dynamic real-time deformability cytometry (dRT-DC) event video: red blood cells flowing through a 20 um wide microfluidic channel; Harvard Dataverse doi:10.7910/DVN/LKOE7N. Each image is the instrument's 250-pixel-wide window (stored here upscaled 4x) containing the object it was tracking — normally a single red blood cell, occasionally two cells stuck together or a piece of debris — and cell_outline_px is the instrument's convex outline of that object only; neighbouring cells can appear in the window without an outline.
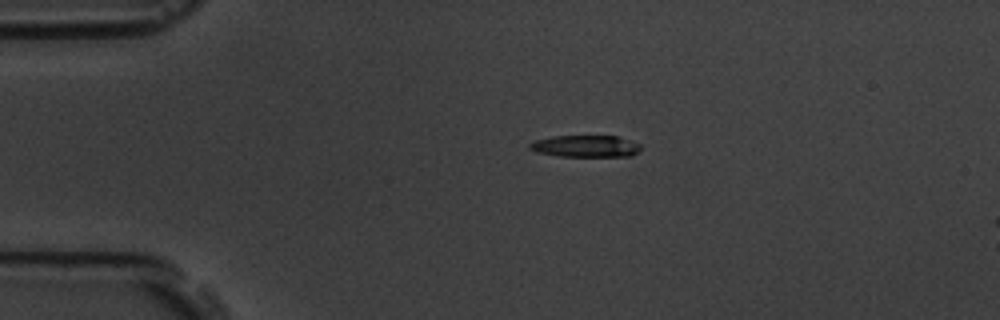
{"species": "common noctule bat (a hibernating species)", "species_latin": "Nyctalus noctula", "temperature_condition": "room temperature", "stored_images_in_passage": 3, "camera_frame_rate_fps": 3000, "um_per_image_px": 0.085, "animal": {"sex": "male", "body_mass_g": 19.5, "forearm_length_mm": 54.6}, "frame": {"image": 1, "passage_image": 1, "time_ms": 0.0, "image_size_px": [1000, 320], "cell_outline_px": [[640, 148], [632, 156], [556, 156], [536, 152], [528, 148], [528, 144], [532, 140], [552, 136], [616, 136], [640, 144]], "centroid_in_image_um": [49.68, 12.42], "position_along_channel_um": 35.3, "area_um2": 14.16}}